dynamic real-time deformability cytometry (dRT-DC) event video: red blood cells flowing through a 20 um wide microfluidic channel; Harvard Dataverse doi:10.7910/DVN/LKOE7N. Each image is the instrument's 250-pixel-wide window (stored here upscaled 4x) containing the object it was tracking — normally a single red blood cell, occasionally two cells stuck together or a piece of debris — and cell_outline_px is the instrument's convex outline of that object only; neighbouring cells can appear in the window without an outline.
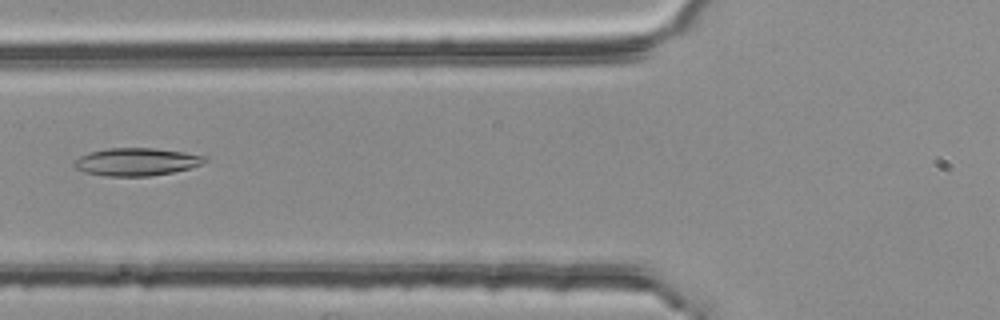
{"species": "common noctule bat (a hibernating species)", "species_latin": "Nyctalus noctula", "temperature_condition": "room temperature", "stored_images_in_passage": 2, "camera_frame_rate_fps": 3000, "um_per_image_px": 0.085, "animal": {"sex": "female", "body_mass_g": 25.1}, "frame": {"image": 1, "passage_image": 2, "time_ms": 0.333, "image_size_px": [1000, 320], "cell_outline_px": [[208, 160], [192, 168], [172, 172], [148, 176], [108, 176], [84, 172], [72, 168], [72, 164], [80, 156], [88, 152], [108, 148], [152, 148], [184, 152], [204, 156]], "centroid_in_image_um": [11.55, 13.75], "position_along_channel_um": 114.2, "area_um2": 21.1}}